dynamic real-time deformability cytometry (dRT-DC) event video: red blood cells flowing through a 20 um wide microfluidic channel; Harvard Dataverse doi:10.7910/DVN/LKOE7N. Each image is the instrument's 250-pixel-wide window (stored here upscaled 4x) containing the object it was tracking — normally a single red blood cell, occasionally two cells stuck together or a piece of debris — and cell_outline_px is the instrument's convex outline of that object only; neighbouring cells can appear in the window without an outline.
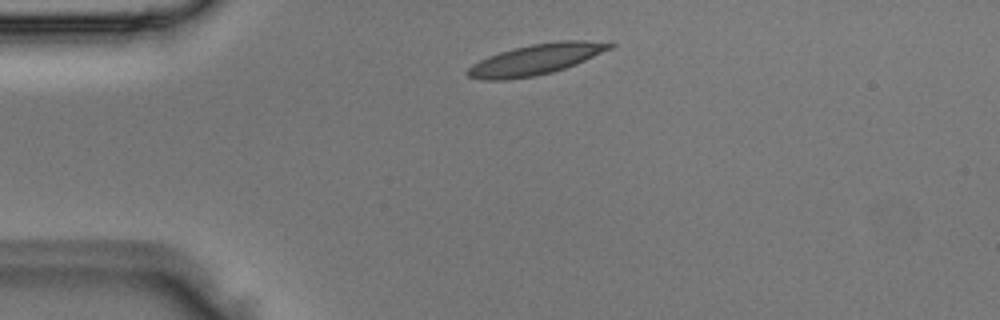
{"species": "Egyptian fruit bat (a non-hibernating species)", "species_latin": "Rousettus aegyptiacus", "temperature_condition": "room temperature", "stored_images_in_passage": 3, "camera_frame_rate_fps": 3000, "um_per_image_px": 0.085, "animal": {"sex": "male"}, "frame": {"image": 1, "passage_image": 1, "time_ms": 0.0, "image_size_px": [1000, 320], "cell_outline_px": [[616, 44], [612, 48], [576, 64], [552, 72], [532, 76], [504, 80], [480, 80], [468, 76], [464, 72], [472, 64], [488, 56], [512, 48], [532, 44], [560, 40], [612, 40]], "centroid_in_image_um": [45.6, 5.02], "position_along_channel_um": 39.4, "area_um2": 25.66}}
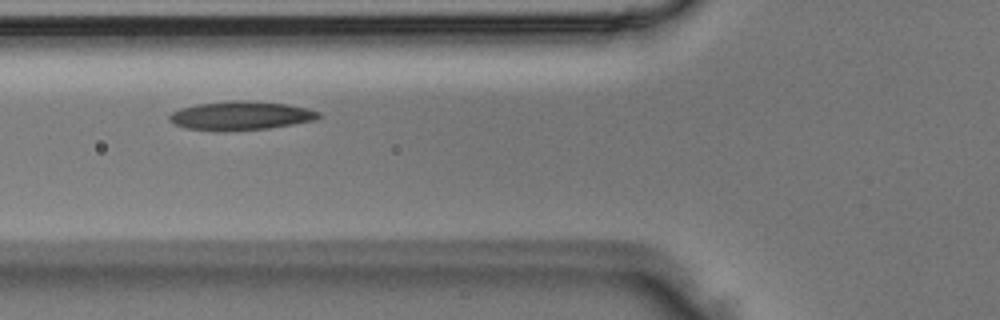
{"frame": {"image": 2, "passage_image": 3, "time_ms": 0.667, "image_size_px": [1000, 320], "cell_outline_px": [[320, 116], [316, 120], [268, 128], [184, 128], [168, 120], [168, 116], [172, 112], [180, 108], [196, 104], [232, 100], [236, 100], [288, 104], [308, 108], [320, 112]], "centroid_in_image_um": [20.5, 9.78], "position_along_channel_um": 105.3, "area_um2": 23.93}}